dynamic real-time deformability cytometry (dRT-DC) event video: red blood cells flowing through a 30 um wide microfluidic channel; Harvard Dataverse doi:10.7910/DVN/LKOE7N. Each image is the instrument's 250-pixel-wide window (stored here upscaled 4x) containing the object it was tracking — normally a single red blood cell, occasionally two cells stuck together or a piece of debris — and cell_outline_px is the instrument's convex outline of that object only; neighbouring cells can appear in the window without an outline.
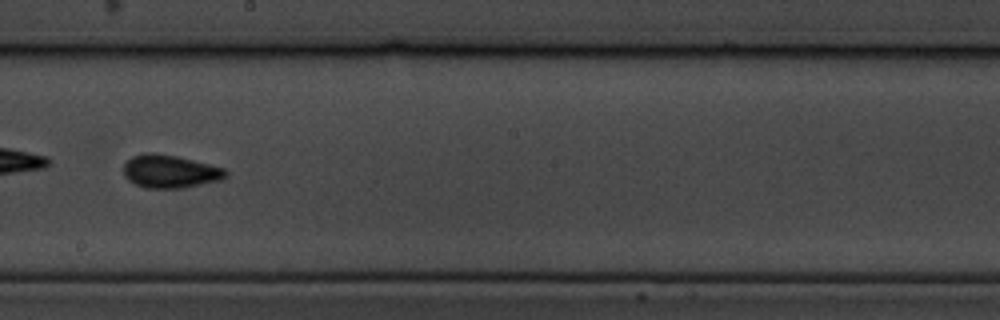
{"species": "common noctule bat (a hibernating species)", "species_latin": "Nyctalus noctula", "temperature_condition": "cold", "stored_images_in_passage": 56, "camera_frame_rate_fps": 3000, "um_per_image_px": 0.085, "animal": {"sex": "male", "body_mass_g": 19.5, "forearm_length_mm": 54.6}, "frame": {"image": 1, "passage_image": 32, "time_ms": 10.333, "image_size_px": [1000, 320], "cell_outline_px": [[228, 176], [220, 180], [184, 188], [144, 188], [128, 180], [124, 176], [124, 164], [132, 156], [144, 152], [152, 152], [176, 156], [224, 168], [228, 172]], "centroid_in_image_um": [14.44, 14.57], "position_along_channel_um": 233.8, "area_um2": 19.71}, "authors_computed_cell_mechanics": {"area_um2": 18.0625, "velocity_mm_per_s": 3.4825, "shape_relaxation_time_tau1_ms": 3.4638, "shape_relaxation_time_tau2_ms": 4.3222, "deformation_change_tau1": 0.0835, "deformation_change_tau2": 0.0698}}